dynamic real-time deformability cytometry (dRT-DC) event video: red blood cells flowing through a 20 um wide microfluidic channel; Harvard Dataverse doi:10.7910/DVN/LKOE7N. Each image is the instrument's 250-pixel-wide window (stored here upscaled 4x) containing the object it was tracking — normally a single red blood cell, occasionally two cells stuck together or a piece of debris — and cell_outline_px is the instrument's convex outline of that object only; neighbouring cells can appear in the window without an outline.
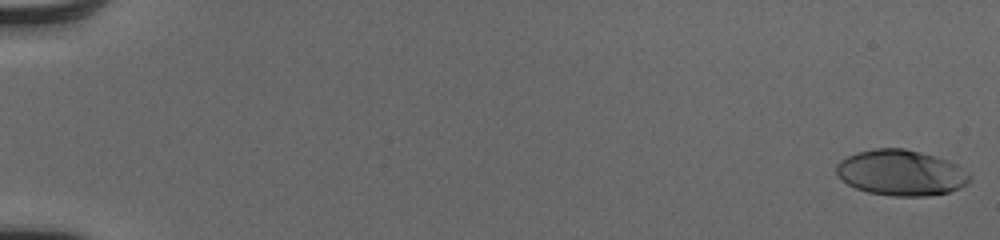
{"species": "human", "species_latin": "Homo sapiens", "temperature_condition": "cold", "stored_images_in_passage": 52, "camera_frame_rate_fps": 3000, "um_per_image_px": 0.085, "donor": {"sex": "male"}, "frame": {"image": 1, "passage_image": 1, "time_ms": 0.0, "image_size_px": [1000, 240], "cell_outline_px": [[972, 176], [968, 184], [960, 188], [948, 192], [928, 196], [892, 196], [868, 192], [856, 188], [848, 184], [836, 176], [836, 164], [840, 160], [856, 152], [872, 148], [904, 148], [920, 152], [948, 160], [956, 164]], "centroid_in_image_um": [76.57, 14.68], "position_along_channel_um": 8.4, "area_um2": 35.72}}
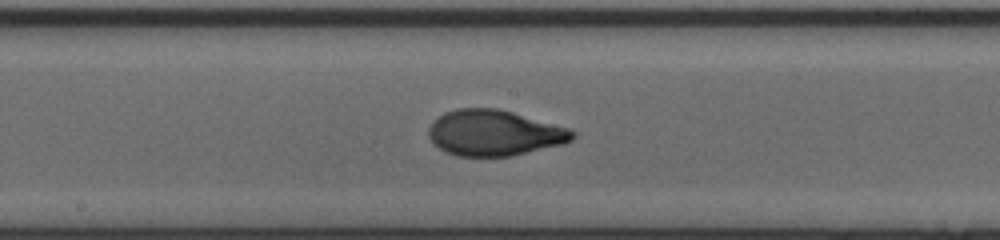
{"frame": {"image": 2, "passage_image": 30, "time_ms": 9.667, "image_size_px": [1000, 240], "cell_outline_px": [[576, 136], [572, 140], [564, 144], [512, 156], [456, 156], [444, 152], [428, 136], [428, 128], [432, 120], [444, 112], [456, 108], [496, 108], [512, 112], [572, 128], [576, 132]], "centroid_in_image_um": [42.03, 11.29], "position_along_channel_um": 206.2, "area_um2": 38.78}}
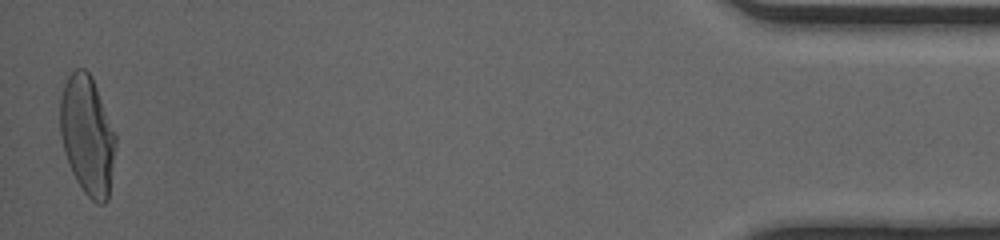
{"frame": {"image": 3, "passage_image": 52, "time_ms": 17.0, "image_size_px": [1000, 240], "cell_outline_px": [[116, 144], [108, 200], [104, 204], [96, 204], [84, 192], [76, 180], [68, 164], [60, 136], [60, 96], [64, 84], [68, 76], [76, 68], [84, 68], [92, 76], [116, 132]], "centroid_in_image_um": [7.43, 11.49], "position_along_channel_um": 427.8, "area_um2": 38.9}, "authors_computed_cell_mechanics": {"area_um2": 37.0209, "velocity_mm_per_s": 4.1026, "shape_relaxation_time_tau1_ms": 3.856, "shape_relaxation_time_tau2_ms": 0.6382, "deformation_change_tau1": 0.2125, "deformation_change_tau2": 0.0559}}